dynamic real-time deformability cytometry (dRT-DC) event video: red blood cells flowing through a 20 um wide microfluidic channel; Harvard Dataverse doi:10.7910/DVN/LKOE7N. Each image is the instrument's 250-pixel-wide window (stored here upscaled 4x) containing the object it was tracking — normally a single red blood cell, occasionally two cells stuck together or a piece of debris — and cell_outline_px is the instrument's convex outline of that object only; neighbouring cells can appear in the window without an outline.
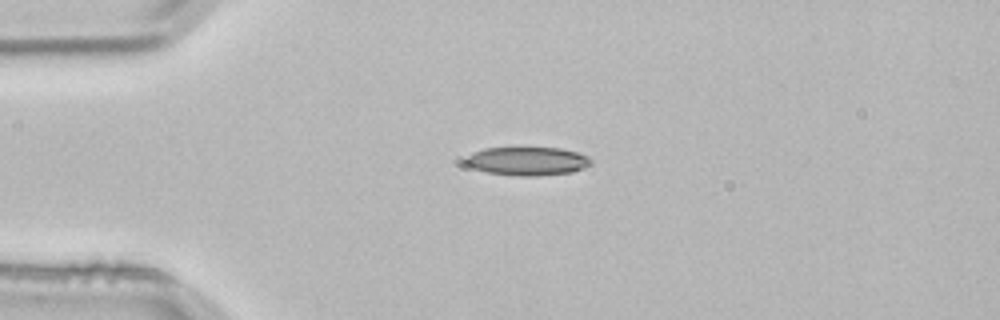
{"species": "common noctule bat (a hibernating species)", "species_latin": "Nyctalus noctula", "temperature_condition": "room temperature", "stored_images_in_passage": 2, "camera_frame_rate_fps": 3000, "um_per_image_px": 0.085, "animal": {"sex": "male", "body_mass_g": 21.5, "forearm_length_mm": 52.0}, "frame": {"image": 1, "passage_image": 1, "time_ms": 0.0, "image_size_px": [1000, 320], "cell_outline_px": [[592, 164], [572, 172], [540, 176], [520, 176], [488, 172], [472, 168], [464, 160], [464, 156], [472, 152], [484, 148], [560, 148], [576, 152], [588, 156], [592, 160]], "centroid_in_image_um": [44.81, 13.69], "position_along_channel_um": 40.2, "area_um2": 20.87}}
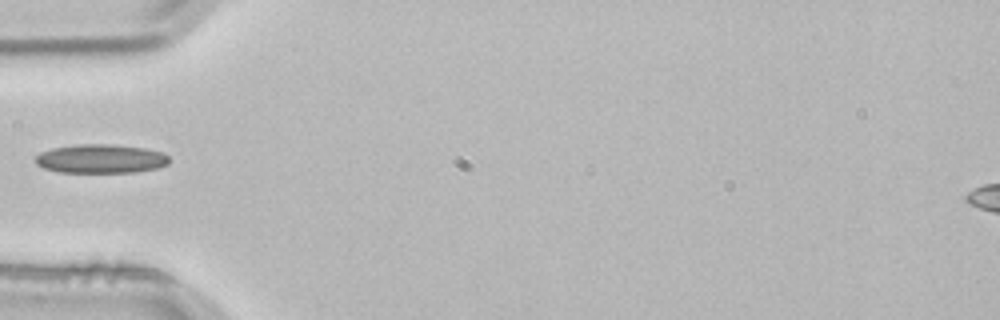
{"frame": {"image": 2, "passage_image": 2, "time_ms": 0.333, "image_size_px": [1000, 320], "cell_outline_px": [[168, 164], [156, 168], [136, 172], [60, 172], [44, 168], [36, 164], [36, 156], [40, 152], [52, 148], [76, 144], [112, 144], [144, 148], [164, 152], [168, 156]], "centroid_in_image_um": [8.56, 13.48], "position_along_channel_um": 76.4, "area_um2": 22.54}}